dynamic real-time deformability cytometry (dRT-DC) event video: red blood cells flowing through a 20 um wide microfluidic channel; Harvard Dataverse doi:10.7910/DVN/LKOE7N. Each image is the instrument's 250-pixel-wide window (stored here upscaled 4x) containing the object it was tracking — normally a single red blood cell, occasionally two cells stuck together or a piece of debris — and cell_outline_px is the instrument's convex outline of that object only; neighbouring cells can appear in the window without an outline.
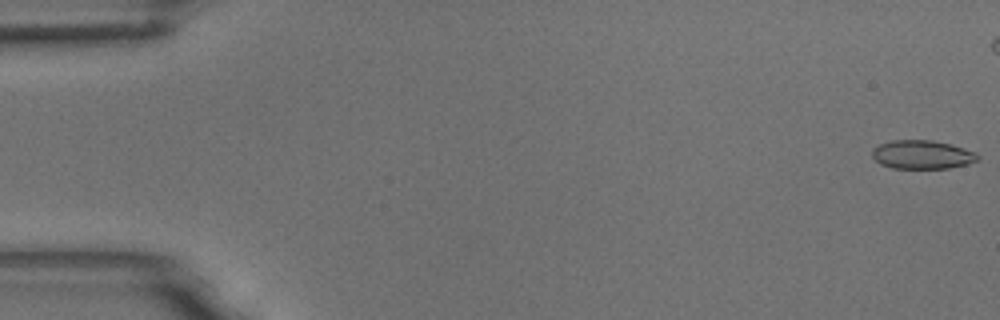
{"species": "common noctule bat (a hibernating species)", "species_latin": "Nyctalus noctula", "temperature_condition": "room temperature", "stored_images_in_passage": 7, "camera_frame_rate_fps": 3000, "um_per_image_px": 0.085, "animal": {"sex": "male", "body_mass_g": 18.8}, "frame": {"image": 1, "passage_image": 1, "time_ms": 0.0, "image_size_px": [1000, 320], "cell_outline_px": [[980, 156], [976, 160], [968, 164], [948, 168], [892, 168], [880, 164], [872, 156], [872, 148], [880, 144], [892, 140], [932, 140], [952, 144], [976, 152]], "centroid_in_image_um": [78.38, 13.13], "position_along_channel_um": 6.6, "area_um2": 17.69}}